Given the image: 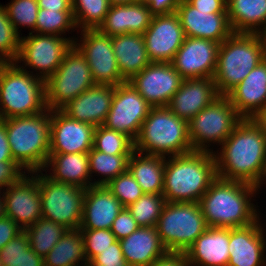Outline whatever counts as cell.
I'll use <instances>...</instances> for the list:
<instances>
[{"instance_id":"obj_19","label":"cell","mask_w":266,"mask_h":266,"mask_svg":"<svg viewBox=\"0 0 266 266\" xmlns=\"http://www.w3.org/2000/svg\"><path fill=\"white\" fill-rule=\"evenodd\" d=\"M95 126L51 110L49 154L88 153L93 148Z\"/></svg>"},{"instance_id":"obj_22","label":"cell","mask_w":266,"mask_h":266,"mask_svg":"<svg viewBox=\"0 0 266 266\" xmlns=\"http://www.w3.org/2000/svg\"><path fill=\"white\" fill-rule=\"evenodd\" d=\"M219 96L213 78L183 79L167 107L189 122Z\"/></svg>"},{"instance_id":"obj_29","label":"cell","mask_w":266,"mask_h":266,"mask_svg":"<svg viewBox=\"0 0 266 266\" xmlns=\"http://www.w3.org/2000/svg\"><path fill=\"white\" fill-rule=\"evenodd\" d=\"M112 48L121 77L129 81L151 63L142 34H121L111 37Z\"/></svg>"},{"instance_id":"obj_58","label":"cell","mask_w":266,"mask_h":266,"mask_svg":"<svg viewBox=\"0 0 266 266\" xmlns=\"http://www.w3.org/2000/svg\"><path fill=\"white\" fill-rule=\"evenodd\" d=\"M262 183H263V184H266V164H265V169H264V173H263V175H262V178H261L259 184H258L257 187H256L257 190H258V192L260 191L261 186H264Z\"/></svg>"},{"instance_id":"obj_23","label":"cell","mask_w":266,"mask_h":266,"mask_svg":"<svg viewBox=\"0 0 266 266\" xmlns=\"http://www.w3.org/2000/svg\"><path fill=\"white\" fill-rule=\"evenodd\" d=\"M115 86L95 84L61 110L70 118L94 125H103L111 108Z\"/></svg>"},{"instance_id":"obj_47","label":"cell","mask_w":266,"mask_h":266,"mask_svg":"<svg viewBox=\"0 0 266 266\" xmlns=\"http://www.w3.org/2000/svg\"><path fill=\"white\" fill-rule=\"evenodd\" d=\"M24 170L15 161L0 162V190L8 188L10 185L17 183L28 172Z\"/></svg>"},{"instance_id":"obj_30","label":"cell","mask_w":266,"mask_h":266,"mask_svg":"<svg viewBox=\"0 0 266 266\" xmlns=\"http://www.w3.org/2000/svg\"><path fill=\"white\" fill-rule=\"evenodd\" d=\"M49 167L47 175L53 180L84 189L92 186L88 153L49 154L43 171L49 170Z\"/></svg>"},{"instance_id":"obj_4","label":"cell","mask_w":266,"mask_h":266,"mask_svg":"<svg viewBox=\"0 0 266 266\" xmlns=\"http://www.w3.org/2000/svg\"><path fill=\"white\" fill-rule=\"evenodd\" d=\"M2 121L14 161L28 173L43 170L50 151L51 110Z\"/></svg>"},{"instance_id":"obj_41","label":"cell","mask_w":266,"mask_h":266,"mask_svg":"<svg viewBox=\"0 0 266 266\" xmlns=\"http://www.w3.org/2000/svg\"><path fill=\"white\" fill-rule=\"evenodd\" d=\"M21 37L10 22L5 6L0 4V55L8 62L18 56Z\"/></svg>"},{"instance_id":"obj_39","label":"cell","mask_w":266,"mask_h":266,"mask_svg":"<svg viewBox=\"0 0 266 266\" xmlns=\"http://www.w3.org/2000/svg\"><path fill=\"white\" fill-rule=\"evenodd\" d=\"M93 148L109 155L132 154L134 141L124 133L100 125L94 131Z\"/></svg>"},{"instance_id":"obj_20","label":"cell","mask_w":266,"mask_h":266,"mask_svg":"<svg viewBox=\"0 0 266 266\" xmlns=\"http://www.w3.org/2000/svg\"><path fill=\"white\" fill-rule=\"evenodd\" d=\"M256 222L245 227L229 228L227 266H266V236L256 209Z\"/></svg>"},{"instance_id":"obj_12","label":"cell","mask_w":266,"mask_h":266,"mask_svg":"<svg viewBox=\"0 0 266 266\" xmlns=\"http://www.w3.org/2000/svg\"><path fill=\"white\" fill-rule=\"evenodd\" d=\"M74 41L73 37L29 32L27 37L21 36L19 53L14 62L20 63L18 66L24 70L32 67L31 69L36 71V76L46 80L57 70L65 54L74 45Z\"/></svg>"},{"instance_id":"obj_40","label":"cell","mask_w":266,"mask_h":266,"mask_svg":"<svg viewBox=\"0 0 266 266\" xmlns=\"http://www.w3.org/2000/svg\"><path fill=\"white\" fill-rule=\"evenodd\" d=\"M16 31L20 34V26L35 29L38 13L37 0H11L10 3L4 5Z\"/></svg>"},{"instance_id":"obj_6","label":"cell","mask_w":266,"mask_h":266,"mask_svg":"<svg viewBox=\"0 0 266 266\" xmlns=\"http://www.w3.org/2000/svg\"><path fill=\"white\" fill-rule=\"evenodd\" d=\"M134 150L163 157L193 151L188 122L176 116L167 106L152 107L134 141Z\"/></svg>"},{"instance_id":"obj_16","label":"cell","mask_w":266,"mask_h":266,"mask_svg":"<svg viewBox=\"0 0 266 266\" xmlns=\"http://www.w3.org/2000/svg\"><path fill=\"white\" fill-rule=\"evenodd\" d=\"M31 177H30V176ZM6 216L22 230L42 217L38 173L24 175L17 183L3 190Z\"/></svg>"},{"instance_id":"obj_36","label":"cell","mask_w":266,"mask_h":266,"mask_svg":"<svg viewBox=\"0 0 266 266\" xmlns=\"http://www.w3.org/2000/svg\"><path fill=\"white\" fill-rule=\"evenodd\" d=\"M76 28L98 29L110 8L108 0H71Z\"/></svg>"},{"instance_id":"obj_50","label":"cell","mask_w":266,"mask_h":266,"mask_svg":"<svg viewBox=\"0 0 266 266\" xmlns=\"http://www.w3.org/2000/svg\"><path fill=\"white\" fill-rule=\"evenodd\" d=\"M198 11L208 13H227L226 0H186Z\"/></svg>"},{"instance_id":"obj_59","label":"cell","mask_w":266,"mask_h":266,"mask_svg":"<svg viewBox=\"0 0 266 266\" xmlns=\"http://www.w3.org/2000/svg\"><path fill=\"white\" fill-rule=\"evenodd\" d=\"M7 63H8V61L0 55V73H1V71H2V69H3V67H4Z\"/></svg>"},{"instance_id":"obj_7","label":"cell","mask_w":266,"mask_h":266,"mask_svg":"<svg viewBox=\"0 0 266 266\" xmlns=\"http://www.w3.org/2000/svg\"><path fill=\"white\" fill-rule=\"evenodd\" d=\"M8 62L0 73V119L34 115L44 111L45 80Z\"/></svg>"},{"instance_id":"obj_11","label":"cell","mask_w":266,"mask_h":266,"mask_svg":"<svg viewBox=\"0 0 266 266\" xmlns=\"http://www.w3.org/2000/svg\"><path fill=\"white\" fill-rule=\"evenodd\" d=\"M241 119L228 97L220 95L188 122L192 149L213 153L211 144L220 146Z\"/></svg>"},{"instance_id":"obj_45","label":"cell","mask_w":266,"mask_h":266,"mask_svg":"<svg viewBox=\"0 0 266 266\" xmlns=\"http://www.w3.org/2000/svg\"><path fill=\"white\" fill-rule=\"evenodd\" d=\"M88 266H128L124 259L120 241L117 240L106 250L100 251L89 263Z\"/></svg>"},{"instance_id":"obj_31","label":"cell","mask_w":266,"mask_h":266,"mask_svg":"<svg viewBox=\"0 0 266 266\" xmlns=\"http://www.w3.org/2000/svg\"><path fill=\"white\" fill-rule=\"evenodd\" d=\"M234 33L260 34L266 26V0H226Z\"/></svg>"},{"instance_id":"obj_35","label":"cell","mask_w":266,"mask_h":266,"mask_svg":"<svg viewBox=\"0 0 266 266\" xmlns=\"http://www.w3.org/2000/svg\"><path fill=\"white\" fill-rule=\"evenodd\" d=\"M62 225L40 217L37 222L27 227L30 248L39 256L45 257L66 231Z\"/></svg>"},{"instance_id":"obj_44","label":"cell","mask_w":266,"mask_h":266,"mask_svg":"<svg viewBox=\"0 0 266 266\" xmlns=\"http://www.w3.org/2000/svg\"><path fill=\"white\" fill-rule=\"evenodd\" d=\"M29 247L27 233L23 230L0 250V260L3 266H16L19 264L24 251Z\"/></svg>"},{"instance_id":"obj_5","label":"cell","mask_w":266,"mask_h":266,"mask_svg":"<svg viewBox=\"0 0 266 266\" xmlns=\"http://www.w3.org/2000/svg\"><path fill=\"white\" fill-rule=\"evenodd\" d=\"M265 58L266 44L260 34L233 33L219 45L213 77L218 93L226 96Z\"/></svg>"},{"instance_id":"obj_53","label":"cell","mask_w":266,"mask_h":266,"mask_svg":"<svg viewBox=\"0 0 266 266\" xmlns=\"http://www.w3.org/2000/svg\"><path fill=\"white\" fill-rule=\"evenodd\" d=\"M39 8L58 11H72L71 0H37Z\"/></svg>"},{"instance_id":"obj_1","label":"cell","mask_w":266,"mask_h":266,"mask_svg":"<svg viewBox=\"0 0 266 266\" xmlns=\"http://www.w3.org/2000/svg\"><path fill=\"white\" fill-rule=\"evenodd\" d=\"M214 151L218 178L256 186L266 164V135L250 118H242Z\"/></svg>"},{"instance_id":"obj_9","label":"cell","mask_w":266,"mask_h":266,"mask_svg":"<svg viewBox=\"0 0 266 266\" xmlns=\"http://www.w3.org/2000/svg\"><path fill=\"white\" fill-rule=\"evenodd\" d=\"M94 85L95 81L85 57L73 45L57 70L45 80L46 106L50 110H61Z\"/></svg>"},{"instance_id":"obj_60","label":"cell","mask_w":266,"mask_h":266,"mask_svg":"<svg viewBox=\"0 0 266 266\" xmlns=\"http://www.w3.org/2000/svg\"><path fill=\"white\" fill-rule=\"evenodd\" d=\"M260 36H261L262 40L264 41V43L266 44V26H265V28L261 31Z\"/></svg>"},{"instance_id":"obj_42","label":"cell","mask_w":266,"mask_h":266,"mask_svg":"<svg viewBox=\"0 0 266 266\" xmlns=\"http://www.w3.org/2000/svg\"><path fill=\"white\" fill-rule=\"evenodd\" d=\"M106 187L120 201L123 207H128L144 194L142 188L128 170L112 179Z\"/></svg>"},{"instance_id":"obj_17","label":"cell","mask_w":266,"mask_h":266,"mask_svg":"<svg viewBox=\"0 0 266 266\" xmlns=\"http://www.w3.org/2000/svg\"><path fill=\"white\" fill-rule=\"evenodd\" d=\"M219 45L209 39L185 37L171 63L183 79L213 78Z\"/></svg>"},{"instance_id":"obj_18","label":"cell","mask_w":266,"mask_h":266,"mask_svg":"<svg viewBox=\"0 0 266 266\" xmlns=\"http://www.w3.org/2000/svg\"><path fill=\"white\" fill-rule=\"evenodd\" d=\"M151 62L171 63L185 40V33L176 13L153 15L142 34Z\"/></svg>"},{"instance_id":"obj_34","label":"cell","mask_w":266,"mask_h":266,"mask_svg":"<svg viewBox=\"0 0 266 266\" xmlns=\"http://www.w3.org/2000/svg\"><path fill=\"white\" fill-rule=\"evenodd\" d=\"M88 155L91 177L93 178L94 173L96 174L95 176L101 175L100 177H102L98 180L94 179L92 185H107L112 179L125 173L131 156V154L109 155L94 148L88 152Z\"/></svg>"},{"instance_id":"obj_3","label":"cell","mask_w":266,"mask_h":266,"mask_svg":"<svg viewBox=\"0 0 266 266\" xmlns=\"http://www.w3.org/2000/svg\"><path fill=\"white\" fill-rule=\"evenodd\" d=\"M217 178L214 153L191 151L165 157L163 193L166 202H196Z\"/></svg>"},{"instance_id":"obj_24","label":"cell","mask_w":266,"mask_h":266,"mask_svg":"<svg viewBox=\"0 0 266 266\" xmlns=\"http://www.w3.org/2000/svg\"><path fill=\"white\" fill-rule=\"evenodd\" d=\"M241 118L252 119L266 107V58L227 95Z\"/></svg>"},{"instance_id":"obj_32","label":"cell","mask_w":266,"mask_h":266,"mask_svg":"<svg viewBox=\"0 0 266 266\" xmlns=\"http://www.w3.org/2000/svg\"><path fill=\"white\" fill-rule=\"evenodd\" d=\"M165 157L134 150L128 160V171L144 193L162 194Z\"/></svg>"},{"instance_id":"obj_14","label":"cell","mask_w":266,"mask_h":266,"mask_svg":"<svg viewBox=\"0 0 266 266\" xmlns=\"http://www.w3.org/2000/svg\"><path fill=\"white\" fill-rule=\"evenodd\" d=\"M152 106L128 82L115 86L111 108L103 124L135 141Z\"/></svg>"},{"instance_id":"obj_56","label":"cell","mask_w":266,"mask_h":266,"mask_svg":"<svg viewBox=\"0 0 266 266\" xmlns=\"http://www.w3.org/2000/svg\"><path fill=\"white\" fill-rule=\"evenodd\" d=\"M5 216H6L5 201H4V197H3V191L1 192V190H0V218H4Z\"/></svg>"},{"instance_id":"obj_46","label":"cell","mask_w":266,"mask_h":266,"mask_svg":"<svg viewBox=\"0 0 266 266\" xmlns=\"http://www.w3.org/2000/svg\"><path fill=\"white\" fill-rule=\"evenodd\" d=\"M139 227L140 226L132 217L130 211L126 207H123L116 219L113 221L110 230L117 240H121L136 231Z\"/></svg>"},{"instance_id":"obj_21","label":"cell","mask_w":266,"mask_h":266,"mask_svg":"<svg viewBox=\"0 0 266 266\" xmlns=\"http://www.w3.org/2000/svg\"><path fill=\"white\" fill-rule=\"evenodd\" d=\"M175 13L186 37L209 39L220 44L234 33L227 13L198 11L186 0H179Z\"/></svg>"},{"instance_id":"obj_54","label":"cell","mask_w":266,"mask_h":266,"mask_svg":"<svg viewBox=\"0 0 266 266\" xmlns=\"http://www.w3.org/2000/svg\"><path fill=\"white\" fill-rule=\"evenodd\" d=\"M16 266H44L43 257L37 255L30 247L24 251L22 260Z\"/></svg>"},{"instance_id":"obj_38","label":"cell","mask_w":266,"mask_h":266,"mask_svg":"<svg viewBox=\"0 0 266 266\" xmlns=\"http://www.w3.org/2000/svg\"><path fill=\"white\" fill-rule=\"evenodd\" d=\"M165 204L162 194L144 193L126 208L140 227H155Z\"/></svg>"},{"instance_id":"obj_28","label":"cell","mask_w":266,"mask_h":266,"mask_svg":"<svg viewBox=\"0 0 266 266\" xmlns=\"http://www.w3.org/2000/svg\"><path fill=\"white\" fill-rule=\"evenodd\" d=\"M119 241L128 266H149L167 252L160 241L156 226L139 227Z\"/></svg>"},{"instance_id":"obj_27","label":"cell","mask_w":266,"mask_h":266,"mask_svg":"<svg viewBox=\"0 0 266 266\" xmlns=\"http://www.w3.org/2000/svg\"><path fill=\"white\" fill-rule=\"evenodd\" d=\"M229 228L208 227L185 252L191 266H227Z\"/></svg>"},{"instance_id":"obj_51","label":"cell","mask_w":266,"mask_h":266,"mask_svg":"<svg viewBox=\"0 0 266 266\" xmlns=\"http://www.w3.org/2000/svg\"><path fill=\"white\" fill-rule=\"evenodd\" d=\"M149 266H191L185 253L166 252Z\"/></svg>"},{"instance_id":"obj_25","label":"cell","mask_w":266,"mask_h":266,"mask_svg":"<svg viewBox=\"0 0 266 266\" xmlns=\"http://www.w3.org/2000/svg\"><path fill=\"white\" fill-rule=\"evenodd\" d=\"M123 209L106 185H92L85 191L80 229H111Z\"/></svg>"},{"instance_id":"obj_52","label":"cell","mask_w":266,"mask_h":266,"mask_svg":"<svg viewBox=\"0 0 266 266\" xmlns=\"http://www.w3.org/2000/svg\"><path fill=\"white\" fill-rule=\"evenodd\" d=\"M14 161L9 147L6 124L0 119V162Z\"/></svg>"},{"instance_id":"obj_57","label":"cell","mask_w":266,"mask_h":266,"mask_svg":"<svg viewBox=\"0 0 266 266\" xmlns=\"http://www.w3.org/2000/svg\"><path fill=\"white\" fill-rule=\"evenodd\" d=\"M108 1L110 5L132 4L138 2V0H108Z\"/></svg>"},{"instance_id":"obj_49","label":"cell","mask_w":266,"mask_h":266,"mask_svg":"<svg viewBox=\"0 0 266 266\" xmlns=\"http://www.w3.org/2000/svg\"><path fill=\"white\" fill-rule=\"evenodd\" d=\"M22 231L11 218H0V250Z\"/></svg>"},{"instance_id":"obj_48","label":"cell","mask_w":266,"mask_h":266,"mask_svg":"<svg viewBox=\"0 0 266 266\" xmlns=\"http://www.w3.org/2000/svg\"><path fill=\"white\" fill-rule=\"evenodd\" d=\"M146 4L153 15L172 14L178 8L179 0H138Z\"/></svg>"},{"instance_id":"obj_33","label":"cell","mask_w":266,"mask_h":266,"mask_svg":"<svg viewBox=\"0 0 266 266\" xmlns=\"http://www.w3.org/2000/svg\"><path fill=\"white\" fill-rule=\"evenodd\" d=\"M43 261L44 266H88L80 228L67 229Z\"/></svg>"},{"instance_id":"obj_10","label":"cell","mask_w":266,"mask_h":266,"mask_svg":"<svg viewBox=\"0 0 266 266\" xmlns=\"http://www.w3.org/2000/svg\"><path fill=\"white\" fill-rule=\"evenodd\" d=\"M43 170L38 173L42 217L65 229L80 228L83 216V201L86 189L53 180Z\"/></svg>"},{"instance_id":"obj_2","label":"cell","mask_w":266,"mask_h":266,"mask_svg":"<svg viewBox=\"0 0 266 266\" xmlns=\"http://www.w3.org/2000/svg\"><path fill=\"white\" fill-rule=\"evenodd\" d=\"M256 186L216 178L199 204L208 227L238 228L256 222ZM252 202V203H251Z\"/></svg>"},{"instance_id":"obj_55","label":"cell","mask_w":266,"mask_h":266,"mask_svg":"<svg viewBox=\"0 0 266 266\" xmlns=\"http://www.w3.org/2000/svg\"><path fill=\"white\" fill-rule=\"evenodd\" d=\"M252 120L259 126L261 131L266 135V107L260 110Z\"/></svg>"},{"instance_id":"obj_8","label":"cell","mask_w":266,"mask_h":266,"mask_svg":"<svg viewBox=\"0 0 266 266\" xmlns=\"http://www.w3.org/2000/svg\"><path fill=\"white\" fill-rule=\"evenodd\" d=\"M156 228L167 252L185 253L208 225L199 203L166 202Z\"/></svg>"},{"instance_id":"obj_43","label":"cell","mask_w":266,"mask_h":266,"mask_svg":"<svg viewBox=\"0 0 266 266\" xmlns=\"http://www.w3.org/2000/svg\"><path fill=\"white\" fill-rule=\"evenodd\" d=\"M83 239L87 262L89 263L100 251L106 250L117 241L110 229H80Z\"/></svg>"},{"instance_id":"obj_37","label":"cell","mask_w":266,"mask_h":266,"mask_svg":"<svg viewBox=\"0 0 266 266\" xmlns=\"http://www.w3.org/2000/svg\"><path fill=\"white\" fill-rule=\"evenodd\" d=\"M76 29L72 11H58L48 9H38L35 29L30 33L57 35L63 37L66 31ZM62 35V36H61Z\"/></svg>"},{"instance_id":"obj_13","label":"cell","mask_w":266,"mask_h":266,"mask_svg":"<svg viewBox=\"0 0 266 266\" xmlns=\"http://www.w3.org/2000/svg\"><path fill=\"white\" fill-rule=\"evenodd\" d=\"M81 37L75 38L74 46L85 57L95 84L117 86L126 82L117 65L111 37L98 29H84Z\"/></svg>"},{"instance_id":"obj_15","label":"cell","mask_w":266,"mask_h":266,"mask_svg":"<svg viewBox=\"0 0 266 266\" xmlns=\"http://www.w3.org/2000/svg\"><path fill=\"white\" fill-rule=\"evenodd\" d=\"M182 80L172 63L151 62L128 82L152 107H166Z\"/></svg>"},{"instance_id":"obj_26","label":"cell","mask_w":266,"mask_h":266,"mask_svg":"<svg viewBox=\"0 0 266 266\" xmlns=\"http://www.w3.org/2000/svg\"><path fill=\"white\" fill-rule=\"evenodd\" d=\"M153 14L146 4L132 3L110 5L104 22L98 30L110 37L121 34H143L149 27Z\"/></svg>"}]
</instances>
